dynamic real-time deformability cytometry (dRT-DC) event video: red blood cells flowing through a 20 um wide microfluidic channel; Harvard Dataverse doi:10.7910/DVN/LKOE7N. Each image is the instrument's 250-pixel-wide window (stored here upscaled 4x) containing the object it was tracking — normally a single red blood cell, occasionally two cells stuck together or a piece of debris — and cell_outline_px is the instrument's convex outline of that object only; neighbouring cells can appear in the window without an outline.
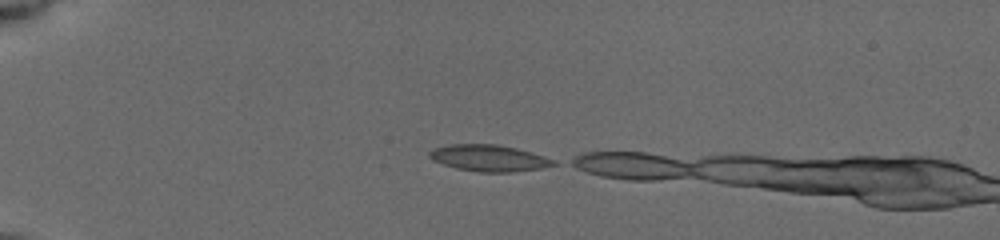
{"species": "common noctule bat (a hibernating species)", "species_latin": "Nyctalus noctula", "temperature_condition": "cold", "stored_images_in_passage": 4, "camera_frame_rate_fps": 3000, "um_per_image_px": 0.085, "animal": {"sex": "female", "body_mass_g": 19.5, "forearm_length_mm": 54.1}, "frame": {"image": 1, "passage_image": 1, "time_ms": 0.0, "image_size_px": [1000, 240], "cell_outline_px": [[560, 164], [540, 168], [508, 172], [480, 172], [456, 168], [432, 160], [428, 156], [428, 152], [436, 148], [448, 144], [496, 144], [516, 148], [532, 152], [556, 160]], "centroid_in_image_um": [41.58, 13.43], "position_along_channel_um": 43.4, "area_um2": 19.13}}